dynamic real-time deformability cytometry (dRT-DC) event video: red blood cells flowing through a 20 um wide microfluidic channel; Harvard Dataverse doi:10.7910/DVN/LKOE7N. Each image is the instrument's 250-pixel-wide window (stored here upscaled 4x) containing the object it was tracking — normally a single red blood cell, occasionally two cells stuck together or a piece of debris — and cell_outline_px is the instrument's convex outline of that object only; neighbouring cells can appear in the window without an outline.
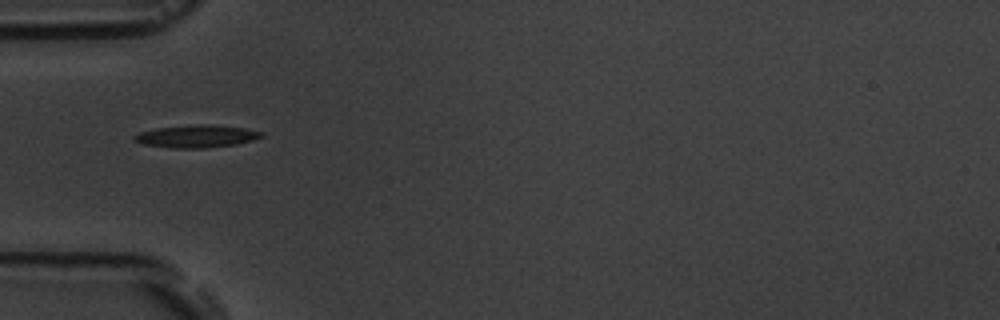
{"species": "common noctule bat (a hibernating species)", "species_latin": "Nyctalus noctula", "temperature_condition": "room temperature", "stored_images_in_passage": 2, "camera_frame_rate_fps": 3000, "um_per_image_px": 0.085, "animal": {"sex": "male", "body_mass_g": 19.5, "forearm_length_mm": 54.6}, "frame": {"image": 1, "passage_image": 1, "time_ms": 0.0, "image_size_px": [1000, 320], "cell_outline_px": [[264, 136], [252, 140], [236, 144], [204, 148], [172, 148], [140, 144], [132, 140], [132, 136], [140, 132], [156, 128], [192, 124], [212, 124], [244, 128], [264, 132]], "centroid_in_image_um": [16.66, 11.58], "position_along_channel_um": 68.3, "area_um2": 16.94}}
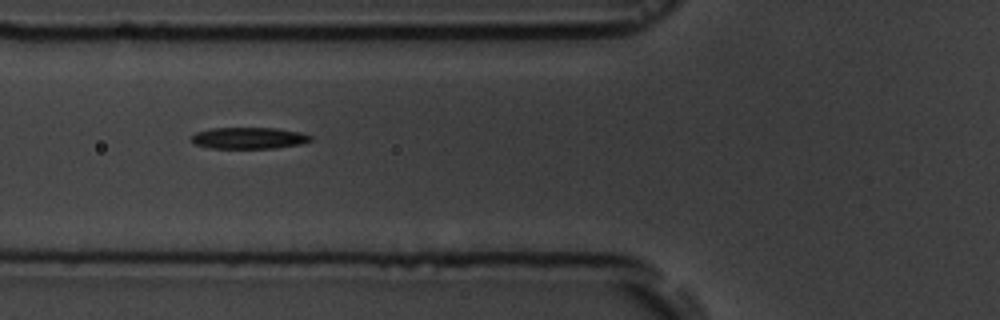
{"frame": {"image": 2, "passage_image": 2, "time_ms": 1.0, "image_size_px": [1000, 320], "cell_outline_px": [[312, 140], [300, 144], [272, 148], [212, 148], [196, 144], [192, 140], [192, 136], [196, 132], [212, 128], [276, 128], [300, 132], [312, 136]], "centroid_in_image_um": [21.17, 11.73], "position_along_channel_um": 104.6, "area_um2": 14.74}}